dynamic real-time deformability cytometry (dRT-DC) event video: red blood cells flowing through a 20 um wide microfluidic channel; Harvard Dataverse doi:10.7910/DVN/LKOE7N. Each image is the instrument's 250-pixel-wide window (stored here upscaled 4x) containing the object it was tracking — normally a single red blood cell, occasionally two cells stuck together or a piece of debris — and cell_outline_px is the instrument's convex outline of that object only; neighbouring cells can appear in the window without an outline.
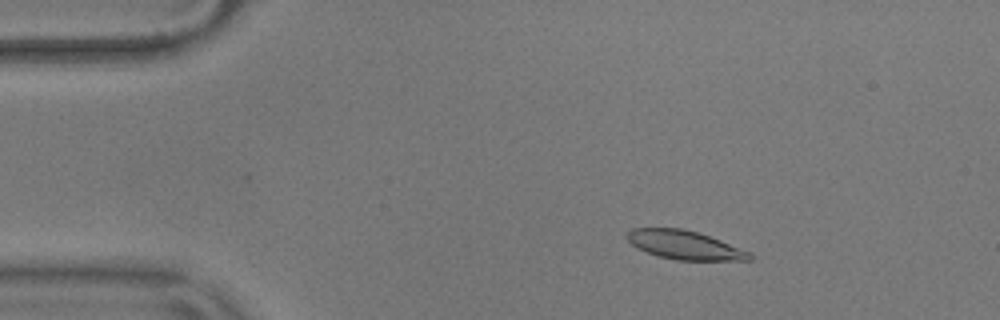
{"species": "common noctule bat (a hibernating species)", "species_latin": "Nyctalus noctula", "temperature_condition": "warm", "stored_images_in_passage": 55, "camera_frame_rate_fps": 3000, "um_per_image_px": 0.085, "animal": {"sex": "male", "body_mass_g": 17.9}, "frame": {"image": 1, "passage_image": 8, "time_ms": 2.333, "image_size_px": [1000, 320], "cell_outline_px": [[752, 260], [676, 260], [660, 256], [648, 252], [632, 244], [624, 236], [632, 228], [680, 228], [696, 232], [720, 240], [752, 252]], "centroid_in_image_um": [58.21, 20.82], "position_along_channel_um": 26.8, "area_um2": 20.29}}
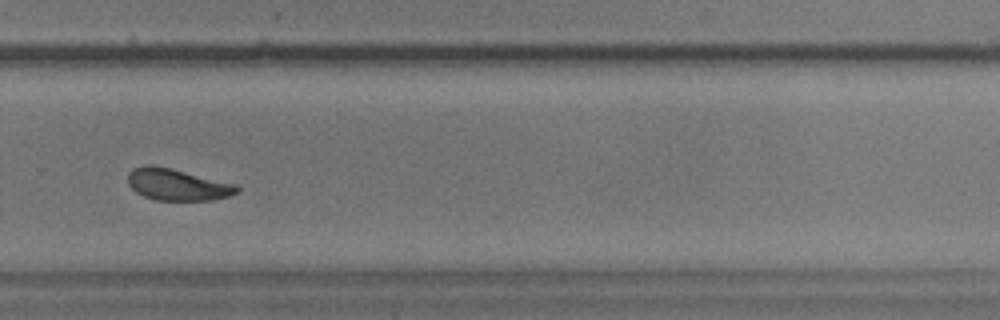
{"frame": {"image": 2, "passage_image": 37, "time_ms": 12.0, "image_size_px": [1000, 320], "cell_outline_px": [[240, 192], [228, 196], [208, 200], [156, 200], [144, 196], [136, 192], [128, 184], [128, 172], [132, 168], [144, 164], [152, 164], [236, 184], [240, 188]], "centroid_in_image_um": [15.04, 15.68], "position_along_channel_um": 314.8, "area_um2": 20.06}}
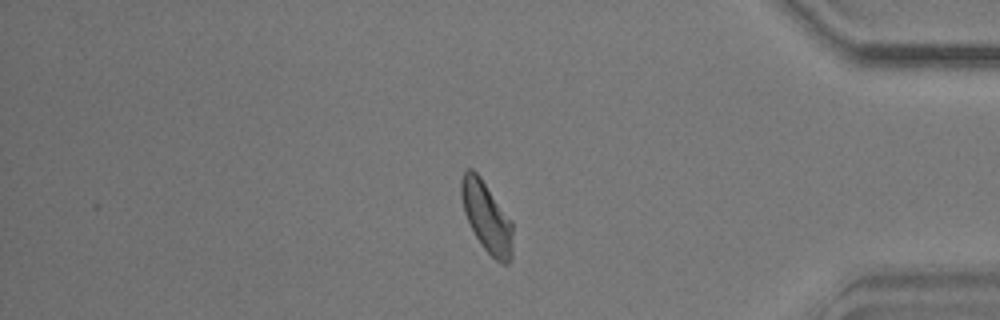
{"frame": {"image": 3, "passage_image": 46, "time_ms": 15.0, "image_size_px": [1000, 320], "cell_outline_px": [[512, 256], [508, 264], [500, 264], [480, 244], [464, 212], [460, 196], [460, 180], [464, 172], [468, 168], [472, 168], [480, 176], [512, 220]], "centroid_in_image_um": [41.36, 18.43], "position_along_channel_um": 393.8, "area_um2": 21.15}, "authors_computed_cell_mechanics": {"area_um2": 20.6924, "velocity_mm_per_s": 3.5971, "shape_relaxation_time_tau1_ms": 5.3154, "shape_relaxation_time_tau2_ms": 3.3838, "deformation_change_tau1": 0.1501, "deformation_change_tau2": 0.1021}}